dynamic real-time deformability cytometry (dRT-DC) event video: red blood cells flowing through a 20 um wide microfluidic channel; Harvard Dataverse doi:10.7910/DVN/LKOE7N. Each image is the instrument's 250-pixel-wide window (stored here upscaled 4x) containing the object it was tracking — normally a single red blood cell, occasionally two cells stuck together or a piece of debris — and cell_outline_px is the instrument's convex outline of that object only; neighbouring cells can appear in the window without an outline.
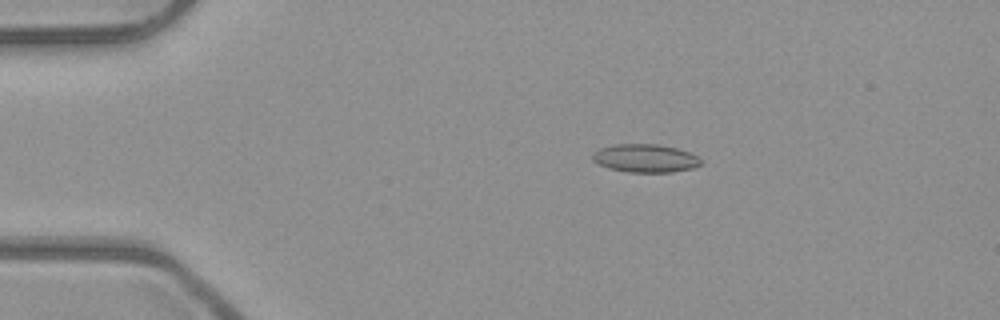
{"species": "common noctule bat (a hibernating species)", "species_latin": "Nyctalus noctula", "temperature_condition": "room temperature", "stored_images_in_passage": 53, "camera_frame_rate_fps": 3000, "um_per_image_px": 0.085, "animal": {"sex": "male", "body_mass_g": 23.1, "forearm_length_mm": 52.7}, "frame": {"image": 1, "passage_image": 11, "time_ms": 3.333, "image_size_px": [1000, 320], "cell_outline_px": [[700, 164], [692, 168], [672, 172], [628, 172], [608, 168], [592, 160], [592, 152], [600, 148], [612, 144], [656, 144], [676, 148], [688, 152], [696, 156], [700, 160]], "centroid_in_image_um": [54.79, 13.45], "position_along_channel_um": 30.2, "area_um2": 17.69}}
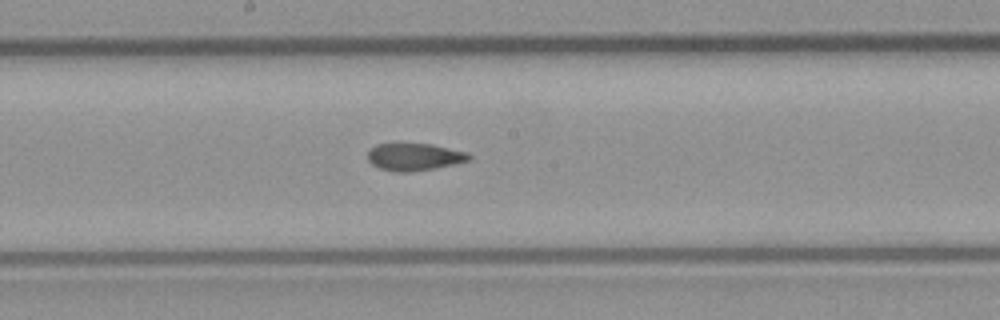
{"frame": {"image": 2, "passage_image": 29, "time_ms": 9.333, "image_size_px": [1000, 320], "cell_outline_px": [[472, 156], [468, 160], [436, 168], [408, 172], [396, 172], [380, 168], [372, 164], [368, 160], [368, 148], [376, 144], [432, 144], [468, 152]], "centroid_in_image_um": [35.2, 13.33], "position_along_channel_um": 213.0, "area_um2": 16.07}}
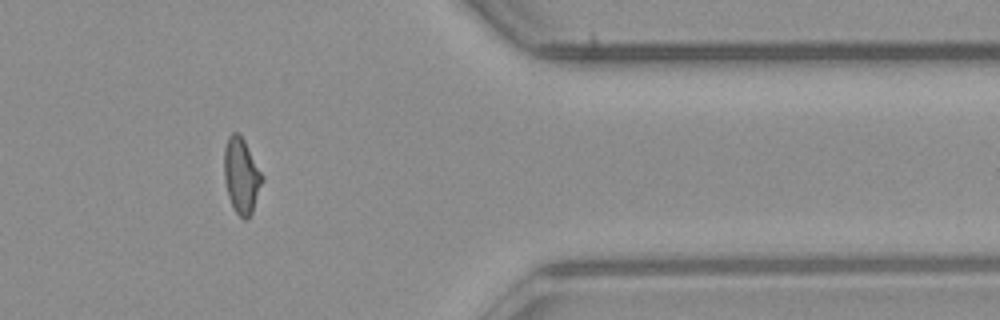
{"frame": {"image": 3, "passage_image": 44, "time_ms": 14.333, "image_size_px": [1000, 320], "cell_outline_px": [[264, 180], [252, 212], [248, 220], [244, 220], [236, 212], [228, 196], [224, 180], [224, 148], [228, 136], [232, 132], [236, 132], [244, 140], [264, 176]], "centroid_in_image_um": [20.53, 14.94], "position_along_channel_um": 390.9, "area_um2": 16.82}, "authors_computed_cell_mechanics": {"area_um2": 16.8776, "velocity_mm_per_s": 3.9896, "shape_relaxation_time_tau1_ms": null, "shape_relaxation_time_tau2_ms": 2.807, "deformation_change_tau1": null, "deformation_change_tau2": 0.091}}